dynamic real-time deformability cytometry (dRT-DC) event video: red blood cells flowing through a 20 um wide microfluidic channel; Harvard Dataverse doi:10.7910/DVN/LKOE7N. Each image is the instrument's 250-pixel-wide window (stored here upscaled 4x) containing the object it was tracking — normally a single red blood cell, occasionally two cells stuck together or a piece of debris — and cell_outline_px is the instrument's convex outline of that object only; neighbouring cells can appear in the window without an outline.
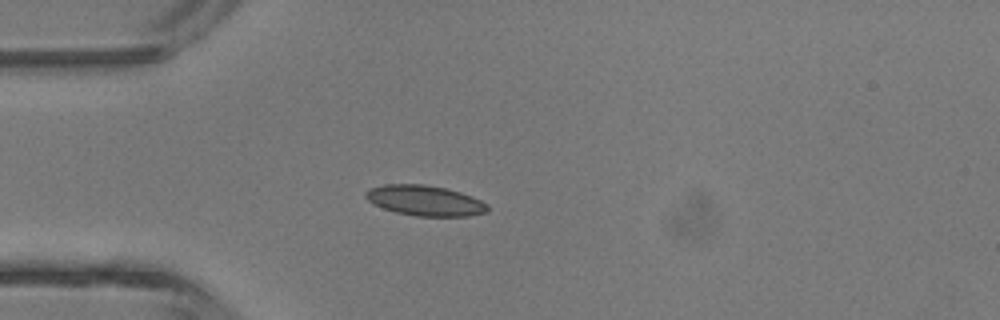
{"species": "common noctule bat (a hibernating species)", "species_latin": "Nyctalus noctula", "temperature_condition": "room temperature", "stored_images_in_passage": 4, "camera_frame_rate_fps": 3000, "um_per_image_px": 0.085, "animal": {"sex": "male", "body_mass_g": 13.3}, "frame": {"image": 1, "passage_image": 4, "time_ms": 4.0, "image_size_px": [1000, 320], "cell_outline_px": [[488, 212], [468, 216], [416, 216], [396, 212], [372, 204], [364, 196], [364, 192], [372, 188], [384, 184], [424, 184], [444, 188], [460, 192], [472, 196], [488, 204]], "centroid_in_image_um": [36.12, 17.05], "position_along_channel_um": 48.9, "area_um2": 21.56}}